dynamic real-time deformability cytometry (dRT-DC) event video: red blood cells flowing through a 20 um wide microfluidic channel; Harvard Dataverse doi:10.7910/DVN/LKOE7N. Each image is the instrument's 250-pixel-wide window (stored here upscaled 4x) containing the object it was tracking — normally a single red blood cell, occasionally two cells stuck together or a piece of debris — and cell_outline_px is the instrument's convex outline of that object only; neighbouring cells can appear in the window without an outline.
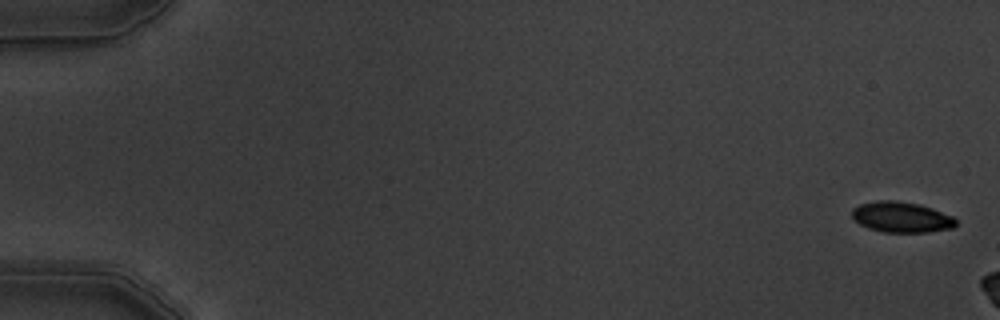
{"species": "common noctule bat (a hibernating species)", "species_latin": "Nyctalus noctula", "temperature_condition": "warm", "stored_images_in_passage": 3, "camera_frame_rate_fps": 3000, "um_per_image_px": 0.085, "animal": {"sex": "male", "body_mass_g": 19.5, "forearm_length_mm": 54.6}, "frame": {"image": 1, "passage_image": 1, "time_ms": 0.0, "image_size_px": [1000, 320], "cell_outline_px": [[956, 224], [952, 228], [928, 232], [884, 232], [868, 228], [860, 224], [852, 216], [852, 208], [860, 204], [876, 200], [896, 200], [920, 204], [932, 208], [952, 216], [956, 220]], "centroid_in_image_um": [76.61, 18.44], "position_along_channel_um": 8.4, "area_um2": 18.55}}